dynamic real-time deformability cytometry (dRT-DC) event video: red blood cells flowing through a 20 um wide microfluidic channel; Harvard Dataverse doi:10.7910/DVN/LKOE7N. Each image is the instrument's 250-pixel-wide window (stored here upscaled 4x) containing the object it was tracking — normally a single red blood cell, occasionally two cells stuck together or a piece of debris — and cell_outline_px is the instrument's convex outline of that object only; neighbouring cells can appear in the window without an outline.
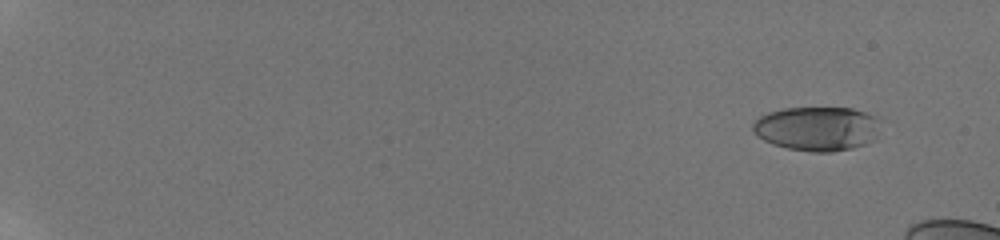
{"species": "human", "species_latin": "Homo sapiens", "temperature_condition": "room temperature", "stored_images_in_passage": 16, "camera_frame_rate_fps": 3000, "um_per_image_px": 0.085, "donor": {"sex": "male"}, "frame": {"image": 1, "passage_image": 1, "time_ms": 0.0, "image_size_px": [1000, 240], "cell_outline_px": [[876, 140], [852, 148], [832, 152], [812, 152], [788, 148], [772, 144], [764, 140], [752, 132], [752, 124], [760, 116], [768, 112], [784, 108], [852, 108], [876, 116]], "centroid_in_image_um": [69.41, 10.94], "position_along_channel_um": 15.6, "area_um2": 32.77}}